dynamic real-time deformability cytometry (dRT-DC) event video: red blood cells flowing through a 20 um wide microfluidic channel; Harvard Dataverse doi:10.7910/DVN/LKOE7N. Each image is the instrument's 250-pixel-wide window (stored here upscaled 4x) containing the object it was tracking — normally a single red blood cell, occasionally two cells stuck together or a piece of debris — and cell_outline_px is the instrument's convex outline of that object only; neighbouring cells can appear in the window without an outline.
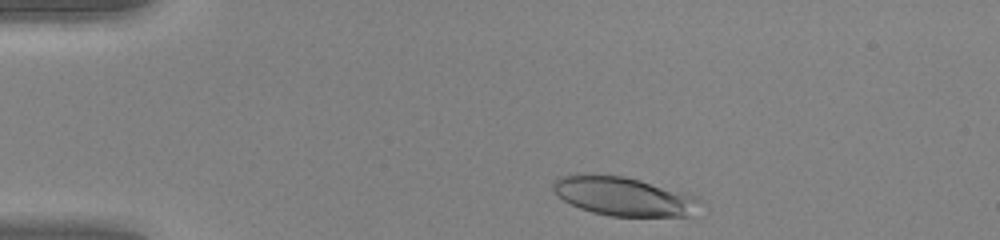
{"species": "human", "species_latin": "Homo sapiens", "temperature_condition": "warm", "stored_images_in_passage": 41, "camera_frame_rate_fps": 3000, "um_per_image_px": 0.085, "donor": {"sex": "female"}, "frame": {"image": 1, "passage_image": 2, "time_ms": 0.333, "image_size_px": [1000, 240], "cell_outline_px": [[700, 200], [692, 216], [612, 216], [592, 212], [580, 208], [564, 200], [552, 188], [552, 180], [560, 176], [584, 172], [624, 176], [640, 180], [696, 196]], "centroid_in_image_um": [52.94, 16.66], "position_along_channel_um": 32.1, "area_um2": 33.29}}
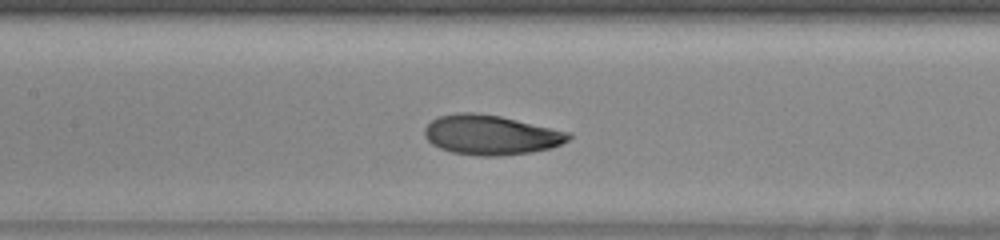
{"frame": {"image": 2, "passage_image": 16, "time_ms": 5.0, "image_size_px": [1000, 240], "cell_outline_px": [[572, 136], [568, 140], [552, 148], [532, 152], [500, 156], [476, 156], [452, 152], [440, 148], [432, 144], [424, 136], [424, 128], [432, 120], [440, 116], [460, 112], [476, 112], [500, 116], [572, 132]], "centroid_in_image_um": [41.74, 11.47], "position_along_channel_um": 165.7, "area_um2": 33.52}}
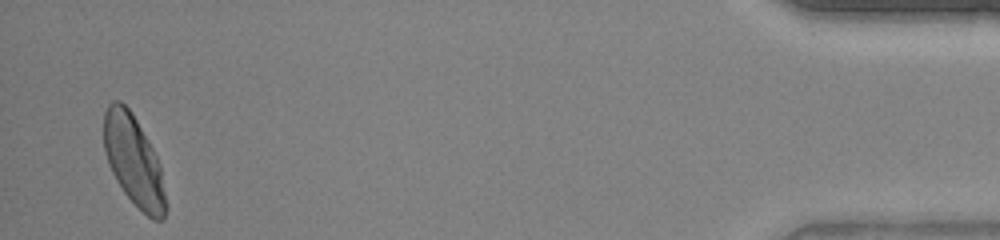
{"frame": {"image": 3, "passage_image": 40, "time_ms": 13.0, "image_size_px": [1000, 240], "cell_outline_px": [[164, 220], [152, 220], [124, 192], [116, 180], [108, 164], [104, 152], [104, 112], [108, 104], [112, 100], [120, 100], [132, 112], [148, 140], [160, 164], [164, 192]], "centroid_in_image_um": [11.32, 13.6], "position_along_channel_um": 423.9, "area_um2": 32.08}, "authors_computed_cell_mechanics": {"area_um2": 32.657, "velocity_mm_per_s": 4.2086, "shape_relaxation_time_tau1_ms": 2.9221, "shape_relaxation_time_tau2_ms": 0.7933, "deformation_change_tau1": 0.1788, "deformation_change_tau2": 0.0546}}